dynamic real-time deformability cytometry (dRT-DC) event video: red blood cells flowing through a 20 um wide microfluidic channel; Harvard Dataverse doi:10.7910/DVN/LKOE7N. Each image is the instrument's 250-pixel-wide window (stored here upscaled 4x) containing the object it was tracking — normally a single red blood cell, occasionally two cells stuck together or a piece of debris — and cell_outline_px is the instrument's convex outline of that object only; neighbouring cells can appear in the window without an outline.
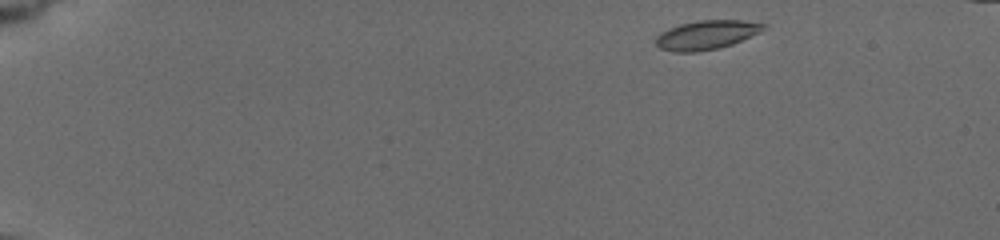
{"species": "common noctule bat (a hibernating species)", "species_latin": "Nyctalus noctula", "temperature_condition": "cold", "stored_images_in_passage": 17, "camera_frame_rate_fps": 3000, "um_per_image_px": 0.085, "animal": {"sex": "female", "body_mass_g": 19.5, "forearm_length_mm": 54.1}, "frame": {"image": 1, "passage_image": 1, "time_ms": 0.0, "image_size_px": [1000, 240], "cell_outline_px": [[768, 28], [760, 32], [732, 44], [720, 48], [696, 52], [672, 52], [660, 48], [656, 44], [656, 36], [660, 32], [668, 28], [680, 24], [700, 20], [744, 20], [768, 24]], "centroid_in_image_um": [60.07, 2.96], "position_along_channel_um": 24.9, "area_um2": 18.44}}
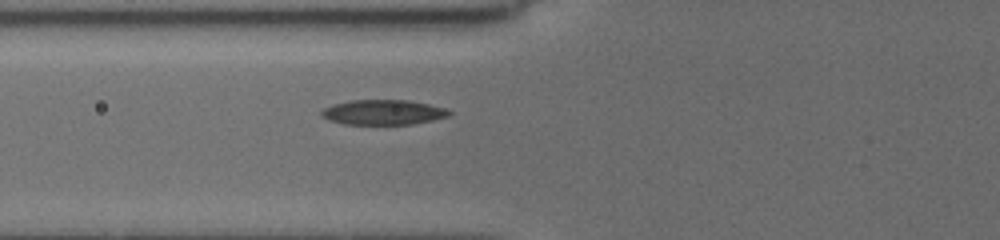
{"frame": {"image": 2, "passage_image": 13, "time_ms": 5.0, "image_size_px": [1000, 240], "cell_outline_px": [[452, 112], [448, 116], [432, 120], [412, 124], [344, 124], [328, 120], [320, 116], [320, 112], [324, 108], [332, 104], [352, 100], [408, 100], [428, 104], [444, 108]], "centroid_in_image_um": [32.52, 9.54], "position_along_channel_um": 93.3, "area_um2": 18.55}}
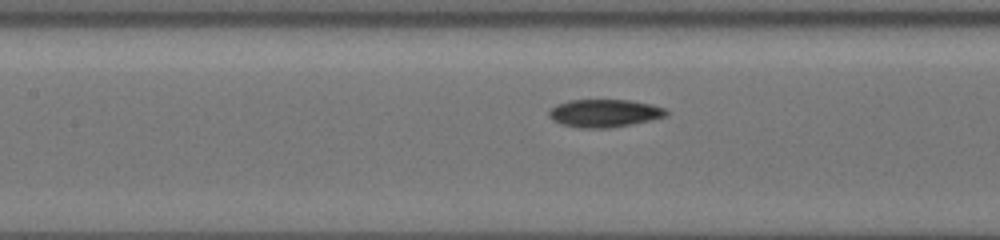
{"frame": {"image": 3, "passage_image": 16, "time_ms": 6.667, "image_size_px": [1000, 240], "cell_outline_px": [[668, 116], [652, 120], [632, 124], [608, 128], [580, 128], [560, 124], [552, 120], [548, 116], [548, 112], [556, 104], [568, 100], [628, 100], [652, 104], [664, 108], [668, 112]], "centroid_in_image_um": [51.37, 9.62], "position_along_channel_um": 156.0, "area_um2": 19.19}}